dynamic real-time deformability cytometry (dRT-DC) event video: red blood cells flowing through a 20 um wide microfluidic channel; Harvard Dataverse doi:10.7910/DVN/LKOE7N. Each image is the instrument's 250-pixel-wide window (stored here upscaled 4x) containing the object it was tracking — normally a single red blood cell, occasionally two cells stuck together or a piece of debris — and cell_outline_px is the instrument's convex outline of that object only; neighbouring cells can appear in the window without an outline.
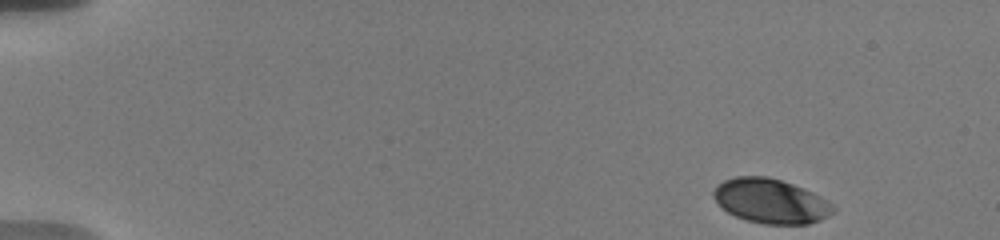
{"species": "human", "species_latin": "Homo sapiens", "temperature_condition": "warm", "stored_images_in_passage": 30, "camera_frame_rate_fps": 3000, "um_per_image_px": 0.085, "donor": {"sex": "male"}, "frame": {"image": 1, "passage_image": 1, "time_ms": 0.0, "image_size_px": [1000, 240], "cell_outline_px": [[836, 212], [820, 220], [808, 224], [764, 224], [748, 220], [736, 216], [728, 212], [712, 196], [712, 192], [716, 184], [724, 180], [736, 176], [768, 176], [792, 184], [812, 192], [828, 200], [836, 208]], "centroid_in_image_um": [65.53, 17.08], "position_along_channel_um": 19.5, "area_um2": 31.04}}
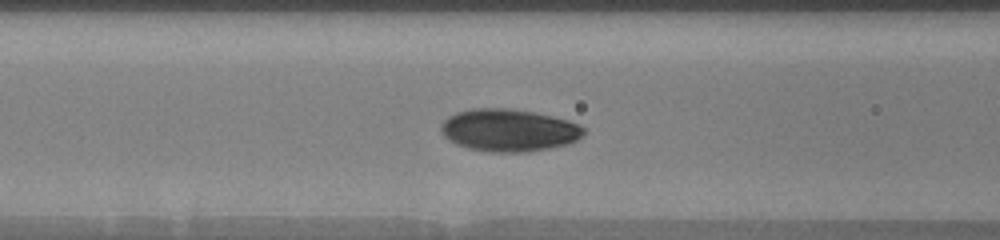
{"frame": {"image": 2, "passage_image": 23, "time_ms": 6.333, "image_size_px": [1000, 240], "cell_outline_px": [[584, 132], [576, 140], [568, 144], [528, 152], [492, 152], [468, 148], [456, 144], [444, 136], [440, 132], [440, 124], [448, 116], [456, 112], [472, 108], [512, 108], [552, 116], [568, 120], [580, 124], [584, 128]], "centroid_in_image_um": [43.22, 11.06], "position_along_channel_um": 123.4, "area_um2": 35.37}}
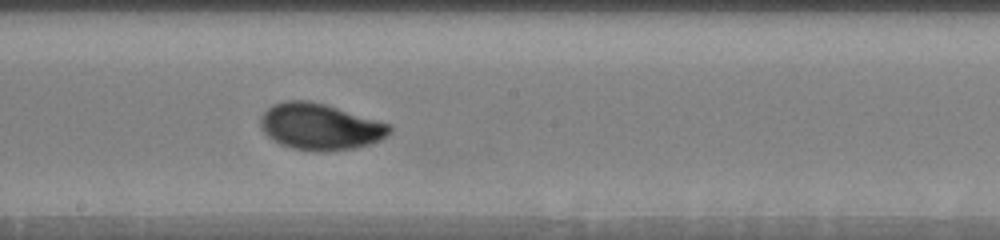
{"frame": {"image": 3, "passage_image": 30, "time_ms": 9.0, "image_size_px": [1000, 240], "cell_outline_px": [[392, 132], [388, 136], [372, 144], [356, 148], [328, 152], [320, 152], [292, 148], [280, 144], [272, 140], [260, 128], [260, 116], [272, 104], [284, 100], [308, 100], [324, 104], [392, 124]], "centroid_in_image_um": [27.22, 10.78], "position_along_channel_um": 221.0, "area_um2": 35.37}}